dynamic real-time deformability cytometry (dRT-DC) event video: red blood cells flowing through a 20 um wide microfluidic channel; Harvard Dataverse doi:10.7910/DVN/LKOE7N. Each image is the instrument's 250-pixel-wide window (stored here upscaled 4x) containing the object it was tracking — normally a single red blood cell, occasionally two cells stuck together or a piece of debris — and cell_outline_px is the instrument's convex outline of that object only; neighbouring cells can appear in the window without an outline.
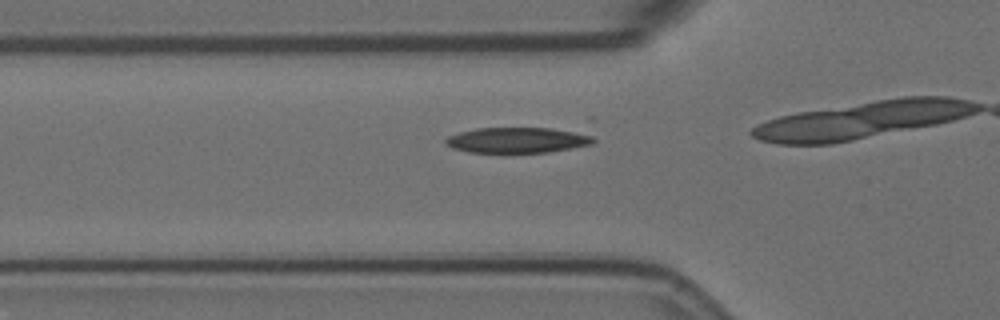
{"species": "Egyptian fruit bat (a non-hibernating species)", "species_latin": "Rousettus aegyptiacus", "temperature_condition": "room temperature", "stored_images_in_passage": 14, "camera_frame_rate_fps": 3000, "um_per_image_px": 0.085, "animal": {"sex": "female"}, "frame": {"image": 1, "passage_image": 10, "time_ms": 3.0, "image_size_px": [1000, 320], "cell_outline_px": [[596, 140], [592, 144], [548, 152], [468, 152], [452, 148], [444, 144], [444, 140], [448, 136], [460, 132], [476, 128], [552, 128], [584, 132], [592, 136]], "centroid_in_image_um": [43.99, 11.9], "position_along_channel_um": 81.8, "area_um2": 22.08}}